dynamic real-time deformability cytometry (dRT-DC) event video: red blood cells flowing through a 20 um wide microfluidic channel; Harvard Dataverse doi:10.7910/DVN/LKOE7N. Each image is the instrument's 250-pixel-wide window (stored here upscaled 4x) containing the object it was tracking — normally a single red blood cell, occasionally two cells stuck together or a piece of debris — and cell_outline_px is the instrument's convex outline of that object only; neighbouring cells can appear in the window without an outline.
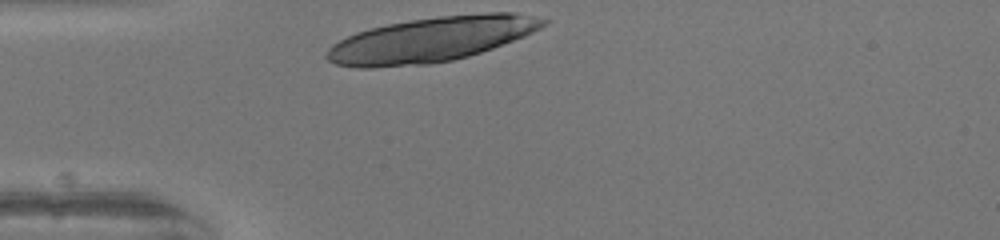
{"species": "human", "species_latin": "Homo sapiens", "temperature_condition": "warm", "stored_images_in_passage": 6, "camera_frame_rate_fps": 3000, "um_per_image_px": 0.085, "donor": {"sex": "female"}, "frame": {"image": 1, "passage_image": 1, "time_ms": 0.0, "image_size_px": [1000, 240], "cell_outline_px": [[548, 20], [540, 28], [524, 36], [492, 48], [468, 56], [452, 60], [428, 64], [372, 68], [356, 68], [336, 64], [328, 60], [324, 56], [328, 48], [332, 44], [356, 32], [368, 28], [388, 24], [436, 16], [488, 12], [516, 12]], "centroid_in_image_um": [36.6, 3.36], "position_along_channel_um": 48.4, "area_um2": 56.53}}